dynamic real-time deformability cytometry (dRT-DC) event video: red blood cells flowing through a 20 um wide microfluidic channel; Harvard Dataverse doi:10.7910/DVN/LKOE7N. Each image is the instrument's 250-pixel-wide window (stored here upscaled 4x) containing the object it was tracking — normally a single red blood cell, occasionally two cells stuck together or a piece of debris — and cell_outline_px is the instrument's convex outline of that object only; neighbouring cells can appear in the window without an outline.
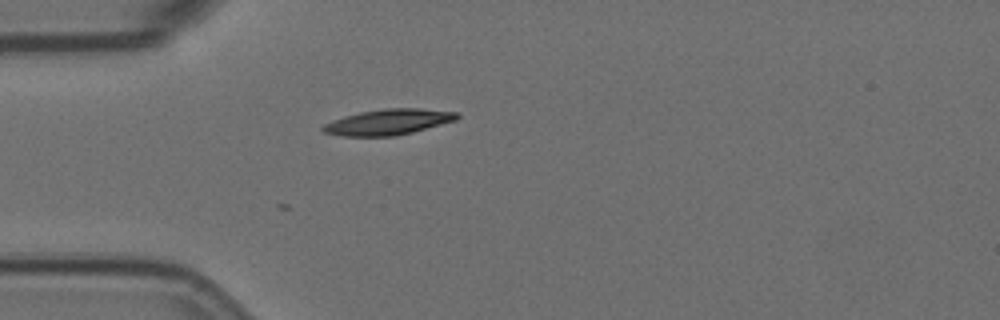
{"species": "Egyptian fruit bat (a non-hibernating species)", "species_latin": "Rousettus aegyptiacus", "temperature_condition": "room temperature", "stored_images_in_passage": 43, "camera_frame_rate_fps": 3000, "um_per_image_px": 0.085, "animal": {"sex": "female"}, "frame": {"image": 1, "passage_image": 1, "time_ms": 0.0, "image_size_px": [1000, 320], "cell_outline_px": [[460, 116], [456, 120], [412, 132], [396, 136], [344, 136], [324, 132], [320, 128], [324, 124], [332, 120], [344, 116], [360, 112], [384, 108], [420, 108], [456, 112]], "centroid_in_image_um": [32.99, 10.36], "position_along_channel_um": 52.0, "area_um2": 20.0}}
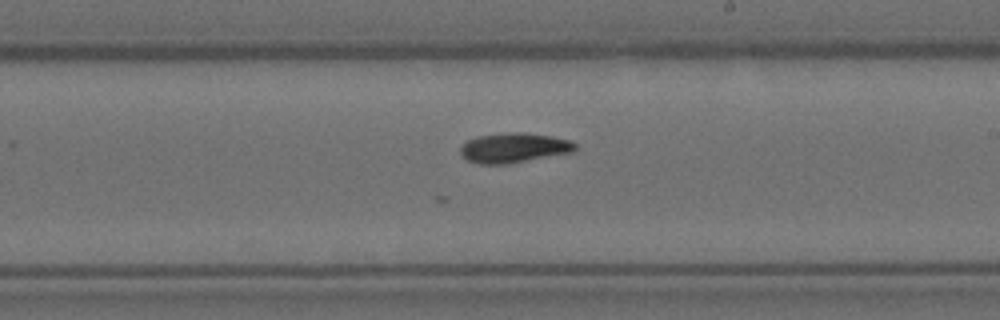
{"frame": {"image": 2, "passage_image": 18, "time_ms": 5.667, "image_size_px": [1000, 320], "cell_outline_px": [[576, 152], [508, 164], [476, 164], [468, 160], [460, 152], [460, 148], [468, 140], [476, 136], [508, 132], [524, 132], [552, 136], [572, 140], [576, 144]], "centroid_in_image_um": [43.73, 12.56], "position_along_channel_um": 245.3, "area_um2": 20.23}}
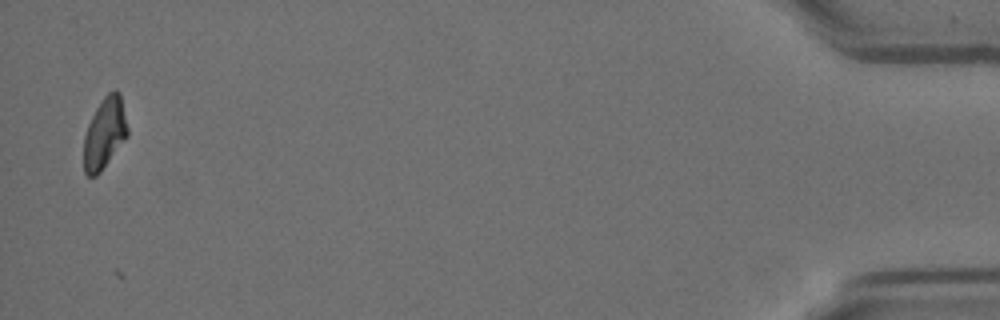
{"frame": {"image": 3, "passage_image": 41, "time_ms": 13.333, "image_size_px": [1000, 320], "cell_outline_px": [[128, 136], [100, 172], [96, 176], [88, 176], [84, 172], [84, 136], [88, 124], [96, 108], [104, 96], [108, 92], [116, 88], [120, 92], [128, 128]], "centroid_in_image_um": [8.9, 11.3], "position_along_channel_um": 426.3, "area_um2": 18.15}}